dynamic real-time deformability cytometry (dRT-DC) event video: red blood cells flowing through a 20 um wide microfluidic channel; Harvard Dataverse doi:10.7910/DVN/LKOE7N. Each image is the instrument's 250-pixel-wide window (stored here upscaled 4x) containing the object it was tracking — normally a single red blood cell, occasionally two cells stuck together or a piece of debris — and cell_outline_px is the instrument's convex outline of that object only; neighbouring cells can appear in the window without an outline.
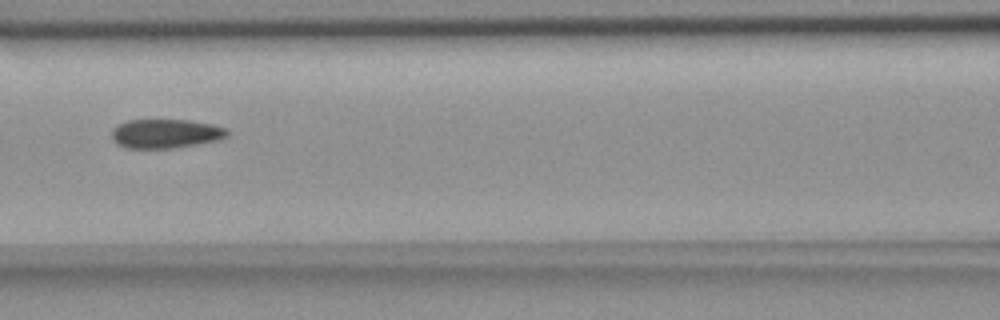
{"species": "common noctule bat (a hibernating species)", "species_latin": "Nyctalus noctula", "temperature_condition": "room temperature", "stored_images_in_passage": 5, "camera_frame_rate_fps": 3000, "um_per_image_px": 0.085, "animal": {"sex": "female", "body_mass_g": 18.4}, "frame": {"image": 1, "passage_image": 3, "time_ms": 2.333, "image_size_px": [1000, 320], "cell_outline_px": [[228, 136], [216, 140], [196, 144], [168, 148], [124, 148], [116, 144], [112, 140], [112, 128], [128, 120], [192, 120], [212, 124], [224, 128], [228, 132]], "centroid_in_image_um": [14.03, 11.35], "position_along_channel_um": 152.6, "area_um2": 19.48}}
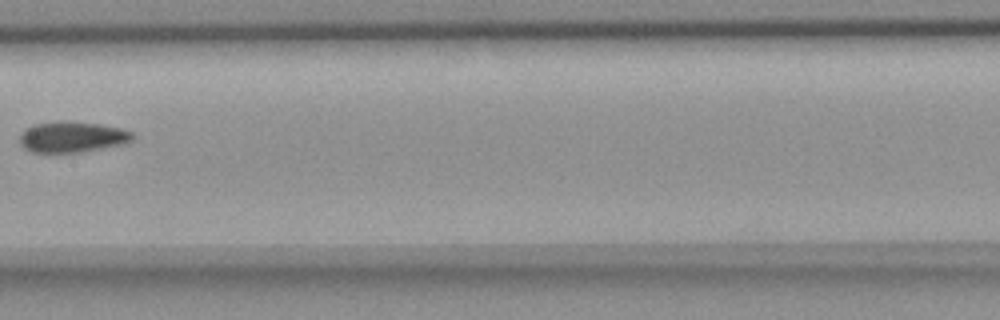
{"frame": {"image": 2, "passage_image": 4, "time_ms": 3.667, "image_size_px": [1000, 320], "cell_outline_px": [[132, 140], [120, 144], [80, 152], [32, 152], [24, 148], [20, 144], [20, 136], [24, 128], [32, 124], [56, 120], [68, 120], [100, 124], [120, 128], [132, 132]], "centroid_in_image_um": [6.06, 11.61], "position_along_channel_um": 201.3, "area_um2": 20.35}}
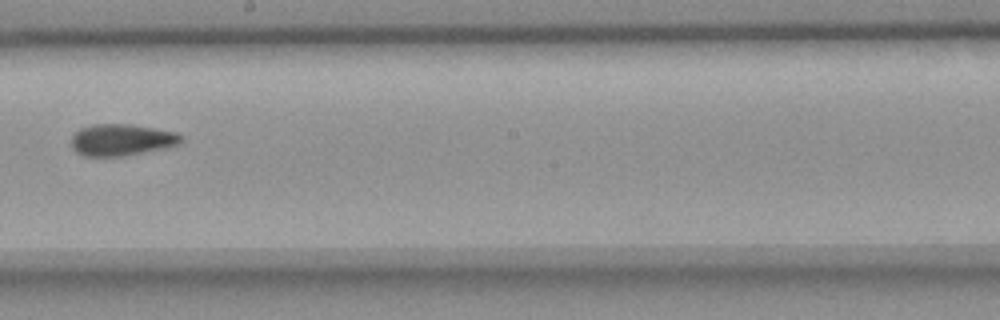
{"frame": {"image": 3, "passage_image": 5, "time_ms": 4.667, "image_size_px": [1000, 320], "cell_outline_px": [[184, 140], [180, 144], [164, 148], [124, 156], [84, 156], [76, 152], [72, 148], [72, 136], [80, 128], [92, 124], [132, 124], [176, 132], [184, 136]], "centroid_in_image_um": [10.36, 11.88], "position_along_channel_um": 237.8, "area_um2": 20.4}}